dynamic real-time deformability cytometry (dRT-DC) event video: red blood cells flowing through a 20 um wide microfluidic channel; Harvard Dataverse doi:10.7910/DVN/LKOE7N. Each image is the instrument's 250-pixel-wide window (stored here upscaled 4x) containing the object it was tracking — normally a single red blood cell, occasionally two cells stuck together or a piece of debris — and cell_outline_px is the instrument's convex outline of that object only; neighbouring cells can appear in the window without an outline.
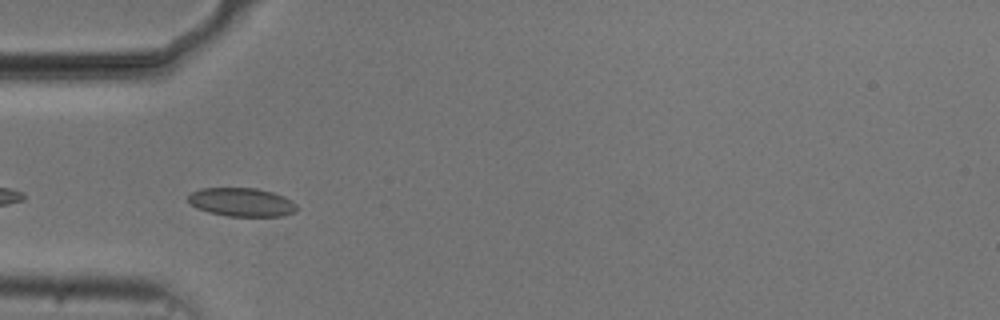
{"species": "common noctule bat (a hibernating species)", "species_latin": "Nyctalus noctula", "temperature_condition": "cold", "stored_images_in_passage": 39, "camera_frame_rate_fps": 3000, "um_per_image_px": 0.085, "animal": {"sex": "male", "body_mass_g": 20.5, "forearm_length_mm": 52.5}, "frame": {"image": 1, "passage_image": 2, "time_ms": 0.333, "image_size_px": [1000, 320], "cell_outline_px": [[296, 212], [284, 216], [228, 216], [208, 212], [196, 208], [188, 204], [188, 196], [192, 192], [200, 188], [256, 188], [272, 192], [284, 196], [292, 200], [296, 204]], "centroid_in_image_um": [20.53, 17.19], "position_along_channel_um": 64.5, "area_um2": 18.26}}
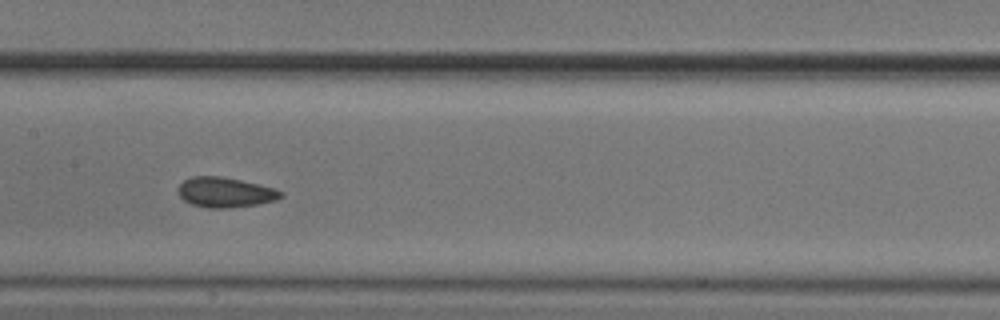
{"frame": {"image": 2, "passage_image": 12, "time_ms": 3.667, "image_size_px": [1000, 320], "cell_outline_px": [[284, 196], [276, 200], [256, 204], [232, 208], [208, 208], [192, 204], [184, 200], [180, 196], [180, 184], [184, 180], [192, 176], [220, 176], [240, 180], [276, 188], [284, 192]], "centroid_in_image_um": [19.19, 16.35], "position_along_channel_um": 188.2, "area_um2": 17.92}}
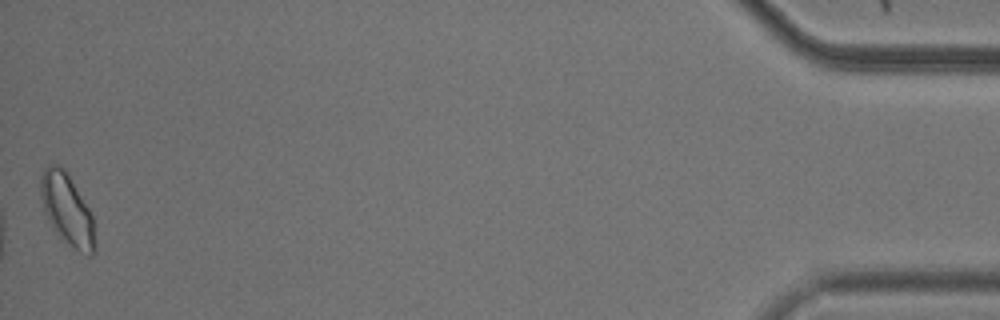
{"frame": {"image": 3, "passage_image": 39, "time_ms": 12.667, "image_size_px": [1000, 320], "cell_outline_px": [[96, 252], [92, 256], [88, 256], [80, 252], [60, 240], [56, 236], [44, 212], [40, 196], [40, 176], [44, 168], [48, 164], [56, 164], [64, 168], [68, 172], [88, 208], [92, 216], [96, 244]], "centroid_in_image_um": [5.69, 17.85], "position_along_channel_um": 429.5, "area_um2": 23.18}, "authors_computed_cell_mechanics": {"area_um2": 17.918, "velocity_mm_per_s": 3.7213, "shape_relaxation_time_tau1_ms": null, "shape_relaxation_time_tau2_ms": 1.4971, "deformation_change_tau1": null, "deformation_change_tau2": 0.0475}}